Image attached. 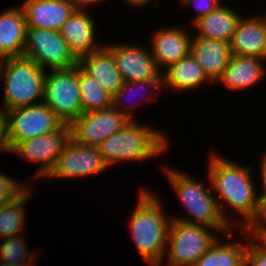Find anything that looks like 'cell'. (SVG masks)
Returning a JSON list of instances; mask_svg holds the SVG:
<instances>
[{"label": "cell", "mask_w": 266, "mask_h": 266, "mask_svg": "<svg viewBox=\"0 0 266 266\" xmlns=\"http://www.w3.org/2000/svg\"><path fill=\"white\" fill-rule=\"evenodd\" d=\"M217 152L214 151L209 156L207 180L212 187V192L217 196L216 200L222 218L232 229L236 230L235 227L237 230L243 229L254 217L258 201L257 186L251 177L253 176L252 166L239 165ZM224 204H226L225 208ZM228 207L232 211L235 210L241 218L238 216L232 219L227 214Z\"/></svg>", "instance_id": "6da1fadb"}, {"label": "cell", "mask_w": 266, "mask_h": 266, "mask_svg": "<svg viewBox=\"0 0 266 266\" xmlns=\"http://www.w3.org/2000/svg\"><path fill=\"white\" fill-rule=\"evenodd\" d=\"M148 189L143 187L138 191L136 208L129 218V230L141 257L150 266H163L172 217L164 210L158 193Z\"/></svg>", "instance_id": "7a4b0ae2"}, {"label": "cell", "mask_w": 266, "mask_h": 266, "mask_svg": "<svg viewBox=\"0 0 266 266\" xmlns=\"http://www.w3.org/2000/svg\"><path fill=\"white\" fill-rule=\"evenodd\" d=\"M169 137L163 130L129 121L120 131L103 141L98 149L108 169L119 162L154 160L167 152Z\"/></svg>", "instance_id": "3957f363"}, {"label": "cell", "mask_w": 266, "mask_h": 266, "mask_svg": "<svg viewBox=\"0 0 266 266\" xmlns=\"http://www.w3.org/2000/svg\"><path fill=\"white\" fill-rule=\"evenodd\" d=\"M162 170L181 205L189 216L191 215L189 218L173 215L171 216L173 220L201 224L215 229H232L221 216L211 185L207 188L202 181L190 177L187 172L171 168L169 164L164 165Z\"/></svg>", "instance_id": "277c9868"}, {"label": "cell", "mask_w": 266, "mask_h": 266, "mask_svg": "<svg viewBox=\"0 0 266 266\" xmlns=\"http://www.w3.org/2000/svg\"><path fill=\"white\" fill-rule=\"evenodd\" d=\"M46 72L34 60L23 56L2 59L0 81L4 92L1 107L9 111L43 102Z\"/></svg>", "instance_id": "5b68a950"}, {"label": "cell", "mask_w": 266, "mask_h": 266, "mask_svg": "<svg viewBox=\"0 0 266 266\" xmlns=\"http://www.w3.org/2000/svg\"><path fill=\"white\" fill-rule=\"evenodd\" d=\"M231 230L233 229H215L172 219L168 230L165 264H168L167 266H194L196 261L218 239V234L215 236V232L225 234Z\"/></svg>", "instance_id": "8992f818"}, {"label": "cell", "mask_w": 266, "mask_h": 266, "mask_svg": "<svg viewBox=\"0 0 266 266\" xmlns=\"http://www.w3.org/2000/svg\"><path fill=\"white\" fill-rule=\"evenodd\" d=\"M43 102L67 125H71L83 113L78 65L68 69H48L44 80Z\"/></svg>", "instance_id": "52a82bcc"}, {"label": "cell", "mask_w": 266, "mask_h": 266, "mask_svg": "<svg viewBox=\"0 0 266 266\" xmlns=\"http://www.w3.org/2000/svg\"><path fill=\"white\" fill-rule=\"evenodd\" d=\"M23 57L34 60L46 70L68 69L78 65L59 31L27 28Z\"/></svg>", "instance_id": "ba28073f"}, {"label": "cell", "mask_w": 266, "mask_h": 266, "mask_svg": "<svg viewBox=\"0 0 266 266\" xmlns=\"http://www.w3.org/2000/svg\"><path fill=\"white\" fill-rule=\"evenodd\" d=\"M71 138L70 125L63 124L58 130L22 142L10 143V153L33 163H39L35 178H46L54 168L65 144Z\"/></svg>", "instance_id": "9c48e42d"}, {"label": "cell", "mask_w": 266, "mask_h": 266, "mask_svg": "<svg viewBox=\"0 0 266 266\" xmlns=\"http://www.w3.org/2000/svg\"><path fill=\"white\" fill-rule=\"evenodd\" d=\"M9 143L22 142L58 130L64 123L44 103L5 111Z\"/></svg>", "instance_id": "30bf717a"}, {"label": "cell", "mask_w": 266, "mask_h": 266, "mask_svg": "<svg viewBox=\"0 0 266 266\" xmlns=\"http://www.w3.org/2000/svg\"><path fill=\"white\" fill-rule=\"evenodd\" d=\"M107 170L98 147L82 145L70 138L60 153L54 168L45 179L50 181L53 178H84L101 174Z\"/></svg>", "instance_id": "8fae6325"}, {"label": "cell", "mask_w": 266, "mask_h": 266, "mask_svg": "<svg viewBox=\"0 0 266 266\" xmlns=\"http://www.w3.org/2000/svg\"><path fill=\"white\" fill-rule=\"evenodd\" d=\"M129 121L112 106L82 113L71 125V138L79 144L98 147L120 131Z\"/></svg>", "instance_id": "7c38bea8"}, {"label": "cell", "mask_w": 266, "mask_h": 266, "mask_svg": "<svg viewBox=\"0 0 266 266\" xmlns=\"http://www.w3.org/2000/svg\"><path fill=\"white\" fill-rule=\"evenodd\" d=\"M113 54L116 67L123 82H134L149 79H163L151 54L150 47L140 44L111 43L104 44Z\"/></svg>", "instance_id": "4fadbf2b"}, {"label": "cell", "mask_w": 266, "mask_h": 266, "mask_svg": "<svg viewBox=\"0 0 266 266\" xmlns=\"http://www.w3.org/2000/svg\"><path fill=\"white\" fill-rule=\"evenodd\" d=\"M187 27L173 25L160 27L151 32V54L158 69L163 72L179 59L190 54L193 36ZM189 32V33H188ZM165 68V69H164Z\"/></svg>", "instance_id": "5bb4252c"}, {"label": "cell", "mask_w": 266, "mask_h": 266, "mask_svg": "<svg viewBox=\"0 0 266 266\" xmlns=\"http://www.w3.org/2000/svg\"><path fill=\"white\" fill-rule=\"evenodd\" d=\"M231 55L266 59V15L242 16L230 41Z\"/></svg>", "instance_id": "9a60e30c"}, {"label": "cell", "mask_w": 266, "mask_h": 266, "mask_svg": "<svg viewBox=\"0 0 266 266\" xmlns=\"http://www.w3.org/2000/svg\"><path fill=\"white\" fill-rule=\"evenodd\" d=\"M95 21L87 10H75L59 30L77 59L99 50L104 45L103 42L98 43L95 38Z\"/></svg>", "instance_id": "2e32d148"}, {"label": "cell", "mask_w": 266, "mask_h": 266, "mask_svg": "<svg viewBox=\"0 0 266 266\" xmlns=\"http://www.w3.org/2000/svg\"><path fill=\"white\" fill-rule=\"evenodd\" d=\"M266 59L231 55L227 67L221 78L217 81L226 87L228 91L249 90L257 85L266 76Z\"/></svg>", "instance_id": "e0dca14e"}, {"label": "cell", "mask_w": 266, "mask_h": 266, "mask_svg": "<svg viewBox=\"0 0 266 266\" xmlns=\"http://www.w3.org/2000/svg\"><path fill=\"white\" fill-rule=\"evenodd\" d=\"M24 10L27 28L59 31L75 11L68 0H25Z\"/></svg>", "instance_id": "ac0fdd59"}, {"label": "cell", "mask_w": 266, "mask_h": 266, "mask_svg": "<svg viewBox=\"0 0 266 266\" xmlns=\"http://www.w3.org/2000/svg\"><path fill=\"white\" fill-rule=\"evenodd\" d=\"M191 56L203 68L207 78L213 83L221 78L231 58L230 43L193 37L190 46Z\"/></svg>", "instance_id": "d6986e66"}, {"label": "cell", "mask_w": 266, "mask_h": 266, "mask_svg": "<svg viewBox=\"0 0 266 266\" xmlns=\"http://www.w3.org/2000/svg\"><path fill=\"white\" fill-rule=\"evenodd\" d=\"M27 24L21 6L0 13V60L23 56Z\"/></svg>", "instance_id": "ffe728a7"}, {"label": "cell", "mask_w": 266, "mask_h": 266, "mask_svg": "<svg viewBox=\"0 0 266 266\" xmlns=\"http://www.w3.org/2000/svg\"><path fill=\"white\" fill-rule=\"evenodd\" d=\"M78 66L108 94L113 96L122 86L123 79L116 67L112 52L103 45L99 50L78 59Z\"/></svg>", "instance_id": "44dd1931"}, {"label": "cell", "mask_w": 266, "mask_h": 266, "mask_svg": "<svg viewBox=\"0 0 266 266\" xmlns=\"http://www.w3.org/2000/svg\"><path fill=\"white\" fill-rule=\"evenodd\" d=\"M242 15L233 7L221 4L207 15L198 18L191 25L197 32L193 37L208 38L230 43Z\"/></svg>", "instance_id": "7402d4cb"}, {"label": "cell", "mask_w": 266, "mask_h": 266, "mask_svg": "<svg viewBox=\"0 0 266 266\" xmlns=\"http://www.w3.org/2000/svg\"><path fill=\"white\" fill-rule=\"evenodd\" d=\"M162 76L163 87L171 88L175 92H190L208 83L214 85L191 54L172 64L162 72Z\"/></svg>", "instance_id": "603a6c76"}, {"label": "cell", "mask_w": 266, "mask_h": 266, "mask_svg": "<svg viewBox=\"0 0 266 266\" xmlns=\"http://www.w3.org/2000/svg\"><path fill=\"white\" fill-rule=\"evenodd\" d=\"M234 229L224 236L229 238V243L222 242L220 238L203 254L194 264V266H246V251L248 241H231L234 235Z\"/></svg>", "instance_id": "cb8c5ba5"}, {"label": "cell", "mask_w": 266, "mask_h": 266, "mask_svg": "<svg viewBox=\"0 0 266 266\" xmlns=\"http://www.w3.org/2000/svg\"><path fill=\"white\" fill-rule=\"evenodd\" d=\"M33 184L29 185L13 201L3 204L0 210V238H9L23 234L26 225V205L32 195ZM26 225V226H25Z\"/></svg>", "instance_id": "d4e9b609"}, {"label": "cell", "mask_w": 266, "mask_h": 266, "mask_svg": "<svg viewBox=\"0 0 266 266\" xmlns=\"http://www.w3.org/2000/svg\"><path fill=\"white\" fill-rule=\"evenodd\" d=\"M148 88V90H151L152 89V91H148V93H146L147 94V96L148 97H146L145 95V97H146V99L145 100H147L148 102H151V100H152V102H153V98H155L156 96V94L157 95H159V94H161V93H159L160 91H162V89H165L164 87H163V79H149V80H142V81H134V82H123V84H122V86L117 90V92L112 96V98H111V106L115 109V110H117L118 112H121L122 114H124L126 117H128L130 120H135V118L133 117L134 115L132 114L133 113V109L136 107V105L137 106H140L141 105V102H137L136 103V100H135V102L132 100V104L130 103H128L130 106H126V105H124L123 104V102L122 101H124V99H125V95L127 94V93H129V91L131 90V91H134V93L132 92V94L131 93H129L132 97H133V99H135L136 98V92L137 91H139V93L143 90V88ZM161 88V89H160ZM141 89V90H140ZM130 91V92H131ZM147 91V90H146ZM155 91H157L156 93H155ZM143 92H144V90H143ZM128 95V94H127ZM126 95V96H127ZM139 95V94H138ZM140 95L143 97V95L140 93ZM151 95H154V96H151ZM140 96V97H141ZM132 97H130V98H132ZM135 97V98H134ZM142 97H141V99H142ZM144 98V97H143ZM150 100V101H149ZM127 101V100H126ZM130 101V100H129ZM134 102V103H133ZM121 106L123 107V106H125V108L123 107V108H121ZM129 109H128V108ZM128 109V110H127ZM131 109V110H130Z\"/></svg>", "instance_id": "484cf974"}, {"label": "cell", "mask_w": 266, "mask_h": 266, "mask_svg": "<svg viewBox=\"0 0 266 266\" xmlns=\"http://www.w3.org/2000/svg\"><path fill=\"white\" fill-rule=\"evenodd\" d=\"M78 84L83 113L111 107L112 96L78 66Z\"/></svg>", "instance_id": "4316f807"}, {"label": "cell", "mask_w": 266, "mask_h": 266, "mask_svg": "<svg viewBox=\"0 0 266 266\" xmlns=\"http://www.w3.org/2000/svg\"><path fill=\"white\" fill-rule=\"evenodd\" d=\"M25 239L24 233L2 239L3 241L0 243V262L7 264H36L39 254L28 251L27 240L25 241Z\"/></svg>", "instance_id": "83f0119b"}, {"label": "cell", "mask_w": 266, "mask_h": 266, "mask_svg": "<svg viewBox=\"0 0 266 266\" xmlns=\"http://www.w3.org/2000/svg\"><path fill=\"white\" fill-rule=\"evenodd\" d=\"M29 185L31 182L23 183L21 180H16L13 177H9L8 174L2 173L0 171V204H6L13 201L18 197Z\"/></svg>", "instance_id": "f1b7e54d"}, {"label": "cell", "mask_w": 266, "mask_h": 266, "mask_svg": "<svg viewBox=\"0 0 266 266\" xmlns=\"http://www.w3.org/2000/svg\"><path fill=\"white\" fill-rule=\"evenodd\" d=\"M242 230L250 238L256 233L266 232V199H258L254 217Z\"/></svg>", "instance_id": "f546056e"}, {"label": "cell", "mask_w": 266, "mask_h": 266, "mask_svg": "<svg viewBox=\"0 0 266 266\" xmlns=\"http://www.w3.org/2000/svg\"><path fill=\"white\" fill-rule=\"evenodd\" d=\"M241 235L244 234L243 240H248V248L246 251V266H266V253L262 251L251 238L242 230L239 229Z\"/></svg>", "instance_id": "4dcf8cb0"}, {"label": "cell", "mask_w": 266, "mask_h": 266, "mask_svg": "<svg viewBox=\"0 0 266 266\" xmlns=\"http://www.w3.org/2000/svg\"><path fill=\"white\" fill-rule=\"evenodd\" d=\"M221 0H184L181 4L182 6H190L194 5L197 14H195L194 19H192L193 23L200 17L207 15L209 12L215 10L218 6L221 5Z\"/></svg>", "instance_id": "1f68e13d"}, {"label": "cell", "mask_w": 266, "mask_h": 266, "mask_svg": "<svg viewBox=\"0 0 266 266\" xmlns=\"http://www.w3.org/2000/svg\"><path fill=\"white\" fill-rule=\"evenodd\" d=\"M0 152L10 153V143L7 136V116L0 106Z\"/></svg>", "instance_id": "d6a6232c"}, {"label": "cell", "mask_w": 266, "mask_h": 266, "mask_svg": "<svg viewBox=\"0 0 266 266\" xmlns=\"http://www.w3.org/2000/svg\"><path fill=\"white\" fill-rule=\"evenodd\" d=\"M261 170H260V174L261 177L259 181H261V192L259 194V192H257L258 194V199H266V152L264 154H262V158H261Z\"/></svg>", "instance_id": "836d02e7"}, {"label": "cell", "mask_w": 266, "mask_h": 266, "mask_svg": "<svg viewBox=\"0 0 266 266\" xmlns=\"http://www.w3.org/2000/svg\"><path fill=\"white\" fill-rule=\"evenodd\" d=\"M68 1L73 5L75 10H83V11H85L86 10L85 8L88 6L95 5L100 2L102 3V0H68Z\"/></svg>", "instance_id": "e575fe53"}, {"label": "cell", "mask_w": 266, "mask_h": 266, "mask_svg": "<svg viewBox=\"0 0 266 266\" xmlns=\"http://www.w3.org/2000/svg\"><path fill=\"white\" fill-rule=\"evenodd\" d=\"M251 240L266 253V232L254 234Z\"/></svg>", "instance_id": "d590c367"}, {"label": "cell", "mask_w": 266, "mask_h": 266, "mask_svg": "<svg viewBox=\"0 0 266 266\" xmlns=\"http://www.w3.org/2000/svg\"><path fill=\"white\" fill-rule=\"evenodd\" d=\"M123 3L126 5L128 4L130 7L138 8H144L145 6H148L147 4L151 3L153 0H122Z\"/></svg>", "instance_id": "8d00e7d4"}, {"label": "cell", "mask_w": 266, "mask_h": 266, "mask_svg": "<svg viewBox=\"0 0 266 266\" xmlns=\"http://www.w3.org/2000/svg\"><path fill=\"white\" fill-rule=\"evenodd\" d=\"M0 266H36L34 264H7V263H1Z\"/></svg>", "instance_id": "74e56055"}]
</instances>
